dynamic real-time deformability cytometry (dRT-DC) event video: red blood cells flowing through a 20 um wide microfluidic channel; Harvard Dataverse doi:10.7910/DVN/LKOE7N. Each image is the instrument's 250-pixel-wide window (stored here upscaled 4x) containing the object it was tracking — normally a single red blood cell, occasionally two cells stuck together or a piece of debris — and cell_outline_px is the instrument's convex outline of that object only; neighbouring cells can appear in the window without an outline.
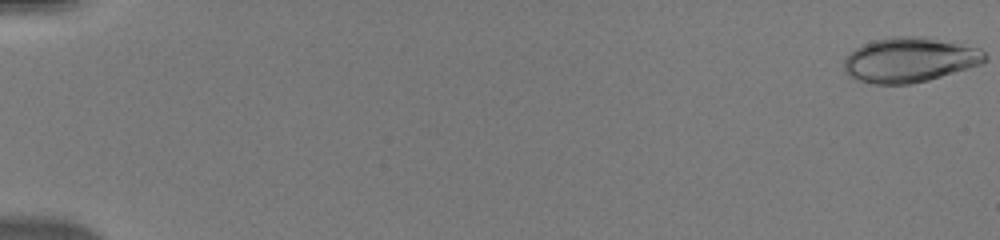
{"species": "human", "species_latin": "Homo sapiens", "temperature_condition": "warm", "stored_images_in_passage": 1, "camera_frame_rate_fps": 3000, "um_per_image_px": 0.085, "donor": {"sex": "male"}, "frame": {"image": 1, "passage_image": 1, "time_ms": 0.0, "image_size_px": [1000, 240], "cell_outline_px": [[952, 68], [944, 72], [920, 80], [872, 80], [856, 56], [860, 52], [868, 48], [880, 44], [940, 44], [952, 48]], "centroid_in_image_um": [76.99, 5.2], "position_along_channel_um": 8.0, "area_um2": 21.33}}